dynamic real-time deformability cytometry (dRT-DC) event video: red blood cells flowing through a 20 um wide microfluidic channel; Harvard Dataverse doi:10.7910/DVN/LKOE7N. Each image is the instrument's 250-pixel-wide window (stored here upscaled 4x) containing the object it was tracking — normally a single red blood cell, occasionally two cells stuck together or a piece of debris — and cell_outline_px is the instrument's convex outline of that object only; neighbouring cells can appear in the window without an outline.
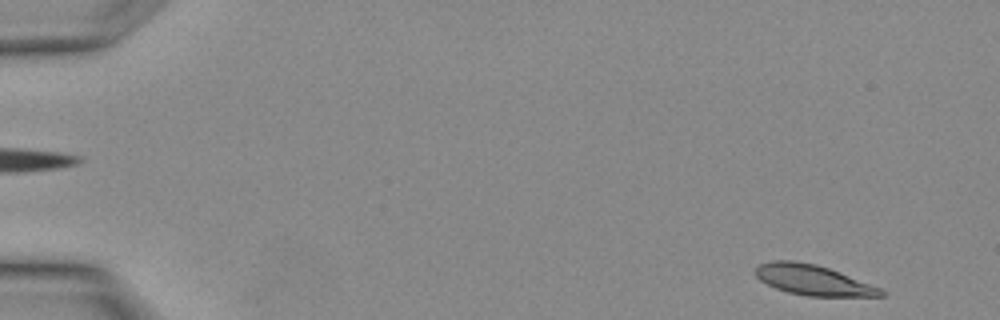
{"species": "Egyptian fruit bat (a non-hibernating species)", "species_latin": "Rousettus aegyptiacus", "temperature_condition": "warm", "stored_images_in_passage": 22, "camera_frame_rate_fps": 3000, "um_per_image_px": 0.085, "animal": {"sex": "female"}, "frame": {"image": 1, "passage_image": 1, "time_ms": 0.0, "image_size_px": [1000, 320], "cell_outline_px": [[884, 296], [808, 296], [788, 292], [776, 288], [760, 280], [756, 276], [756, 268], [760, 264], [772, 260], [792, 260], [816, 264], [828, 268], [880, 288], [884, 292]], "centroid_in_image_um": [69.07, 23.8], "position_along_channel_um": 15.9, "area_um2": 21.73}}
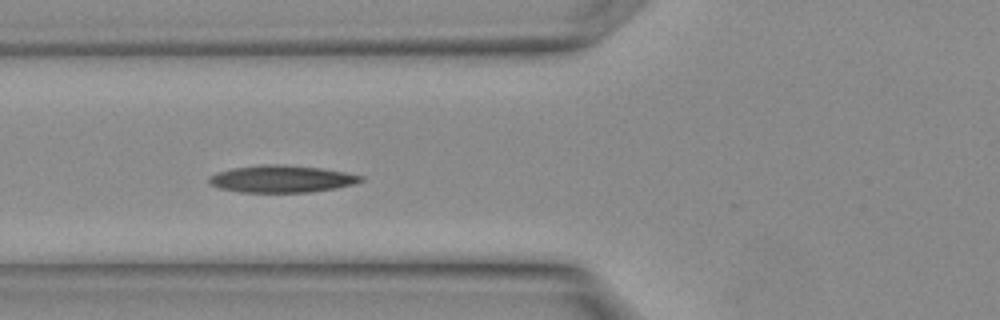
{"frame": {"image": 2, "passage_image": 11, "time_ms": 3.333, "image_size_px": [1000, 320], "cell_outline_px": [[364, 180], [352, 184], [336, 188], [312, 192], [240, 192], [220, 188], [212, 184], [208, 180], [208, 176], [216, 172], [232, 168], [264, 164], [276, 164], [320, 168], [344, 172], [364, 176]], "centroid_in_image_um": [23.92, 15.21], "position_along_channel_um": 101.9, "area_um2": 23.87}}
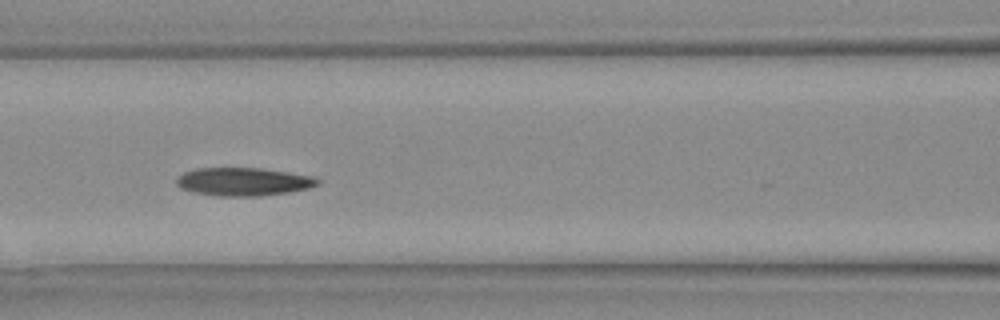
{"frame": {"image": 3, "passage_image": 13, "time_ms": 4.0, "image_size_px": [1000, 320], "cell_outline_px": [[320, 184], [308, 188], [260, 196], [220, 196], [196, 192], [180, 188], [176, 184], [176, 176], [184, 172], [196, 168], [260, 168], [288, 172], [312, 176], [320, 180]], "centroid_in_image_um": [20.66, 15.43], "position_along_channel_um": 145.9, "area_um2": 23.0}}